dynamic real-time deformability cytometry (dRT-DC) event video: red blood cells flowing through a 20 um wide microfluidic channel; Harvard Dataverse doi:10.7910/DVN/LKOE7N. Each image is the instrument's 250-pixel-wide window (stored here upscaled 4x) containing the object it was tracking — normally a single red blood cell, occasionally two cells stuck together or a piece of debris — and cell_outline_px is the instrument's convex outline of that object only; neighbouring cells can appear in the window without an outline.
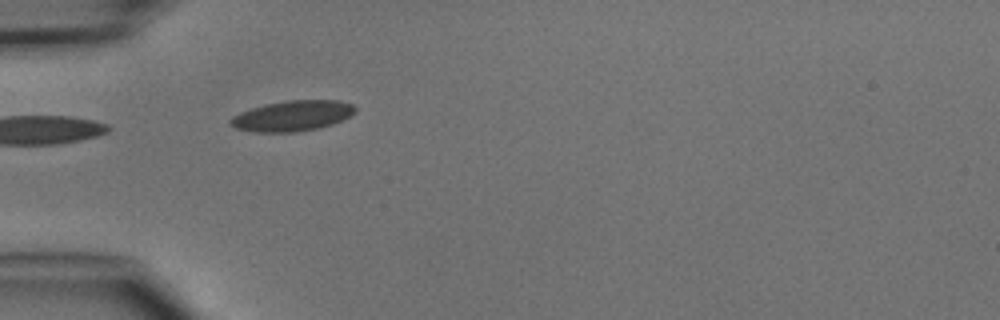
{"species": "common noctule bat (a hibernating species)", "species_latin": "Nyctalus noctula", "temperature_condition": "cold", "stored_images_in_passage": 6, "camera_frame_rate_fps": 3000, "um_per_image_px": 0.085, "animal": {"sex": "male", "body_mass_g": 15.6}, "frame": {"image": 1, "passage_image": 5, "time_ms": 4.667, "image_size_px": [1000, 320], "cell_outline_px": [[356, 112], [332, 124], [320, 128], [292, 132], [252, 132], [236, 128], [228, 124], [228, 120], [232, 116], [240, 112], [264, 104], [288, 100], [340, 100], [352, 104], [356, 108]], "centroid_in_image_um": [24.82, 9.84], "position_along_channel_um": 60.2, "area_um2": 22.25}}